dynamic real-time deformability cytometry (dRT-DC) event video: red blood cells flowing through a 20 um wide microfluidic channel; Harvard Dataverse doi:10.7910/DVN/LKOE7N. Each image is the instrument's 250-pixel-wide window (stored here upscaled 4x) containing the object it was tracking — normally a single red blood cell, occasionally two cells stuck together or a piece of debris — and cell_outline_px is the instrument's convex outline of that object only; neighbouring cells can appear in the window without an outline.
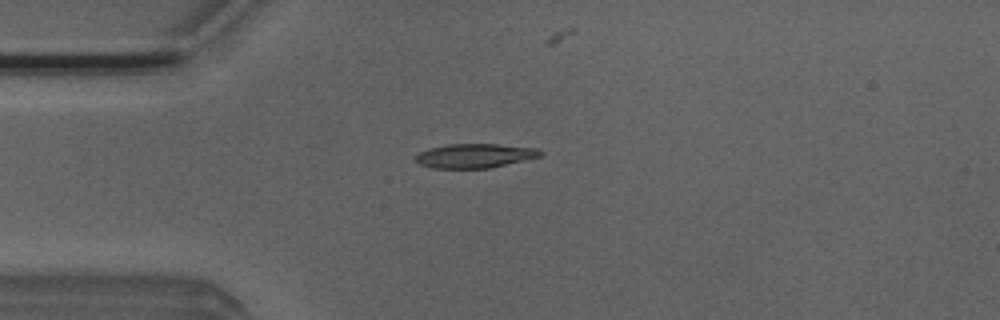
{"species": "Egyptian fruit bat (a non-hibernating species)", "species_latin": "Rousettus aegyptiacus", "temperature_condition": "room temperature", "stored_images_in_passage": 41, "camera_frame_rate_fps": 3000, "um_per_image_px": 0.085, "animal": {"sex": "male"}, "frame": {"image": 1, "passage_image": 2, "time_ms": 0.333, "image_size_px": [1000, 320], "cell_outline_px": [[544, 152], [540, 156], [492, 168], [432, 168], [420, 164], [412, 160], [420, 152], [428, 148], [448, 144], [496, 144], [536, 148]], "centroid_in_image_um": [40.32, 13.24], "position_along_channel_um": 44.7, "area_um2": 17.63}}
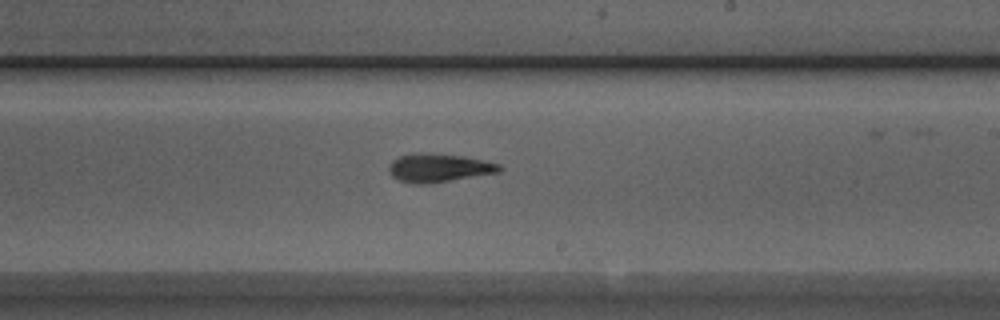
{"frame": {"image": 2, "passage_image": 19, "time_ms": 6.0, "image_size_px": [1000, 320], "cell_outline_px": [[504, 168], [500, 172], [428, 184], [412, 184], [400, 180], [392, 176], [388, 168], [388, 164], [392, 160], [400, 156], [416, 152], [420, 152], [464, 156], [500, 164]], "centroid_in_image_um": [37.29, 14.27], "position_along_channel_um": 251.7, "area_um2": 18.44}}
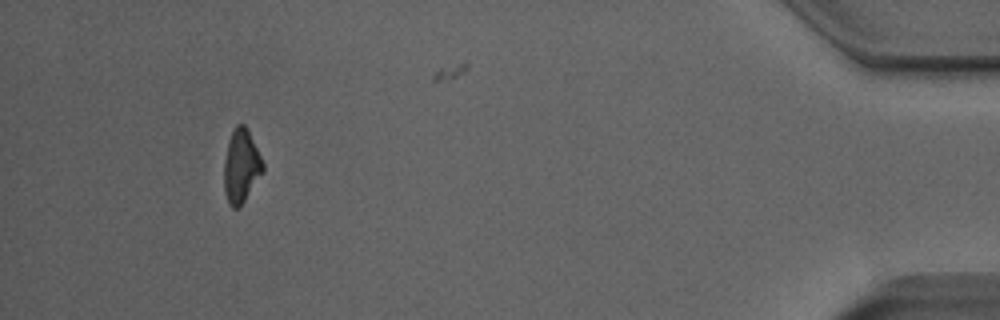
{"frame": {"image": 3, "passage_image": 37, "time_ms": 12.0, "image_size_px": [1000, 320], "cell_outline_px": [[264, 172], [240, 208], [232, 208], [228, 204], [224, 192], [224, 160], [228, 140], [236, 124], [244, 124], [248, 128], [264, 164]], "centroid_in_image_um": [20.5, 14.14], "position_along_channel_um": 414.7, "area_um2": 16.99}, "authors_computed_cell_mechanics": {"area_um2": 17.4556, "velocity_mm_per_s": 3.9317, "shape_relaxation_time_tau1_ms": 4.1366, "shape_relaxation_time_tau2_ms": 4.6754, "deformation_change_tau1": 0.195, "deformation_change_tau2": 0.1439}}